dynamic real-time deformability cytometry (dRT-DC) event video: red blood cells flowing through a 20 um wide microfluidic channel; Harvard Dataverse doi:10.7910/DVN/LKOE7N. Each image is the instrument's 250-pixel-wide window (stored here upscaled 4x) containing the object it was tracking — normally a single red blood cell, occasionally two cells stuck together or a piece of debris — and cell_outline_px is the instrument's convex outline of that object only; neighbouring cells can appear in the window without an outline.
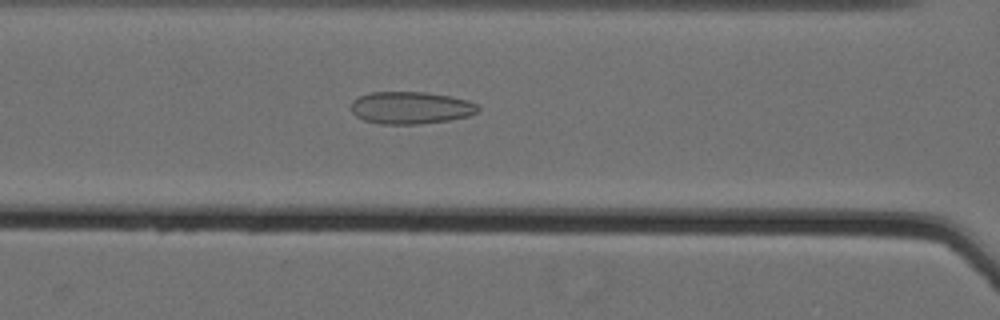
{"species": "Egyptian fruit bat (a non-hibernating species)", "species_latin": "Rousettus aegyptiacus", "temperature_condition": "cold", "stored_images_in_passage": 61, "camera_frame_rate_fps": 3000, "um_per_image_px": 0.085, "animal": {"sex": "female"}, "frame": {"image": 1, "passage_image": 31, "time_ms": 10.0, "image_size_px": [1000, 320], "cell_outline_px": [[480, 108], [476, 112], [468, 116], [448, 120], [416, 124], [380, 124], [364, 120], [356, 116], [352, 112], [352, 100], [360, 96], [372, 92], [424, 92], [452, 96], [468, 100], [476, 104]], "centroid_in_image_um": [34.91, 9.15], "position_along_channel_um": 131.7, "area_um2": 23.81}}
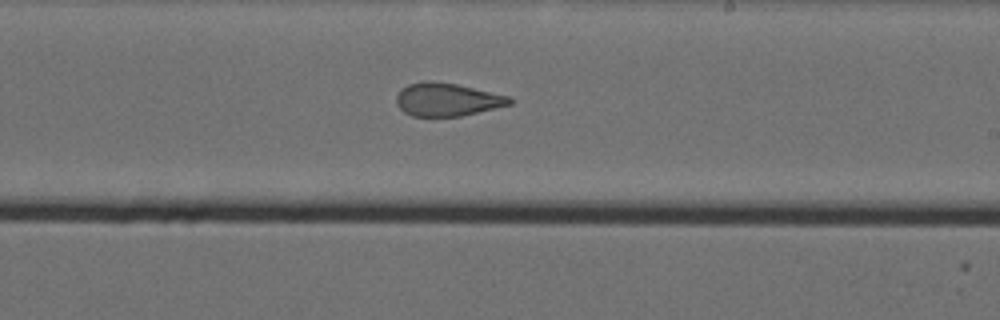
{"frame": {"image": 2, "passage_image": 41, "time_ms": 13.333, "image_size_px": [1000, 320], "cell_outline_px": [[512, 104], [460, 116], [412, 116], [404, 112], [396, 104], [396, 96], [400, 88], [408, 84], [428, 80], [432, 80], [456, 84], [508, 96], [512, 100]], "centroid_in_image_um": [37.95, 8.45], "position_along_channel_um": 251.1, "area_um2": 21.73}}
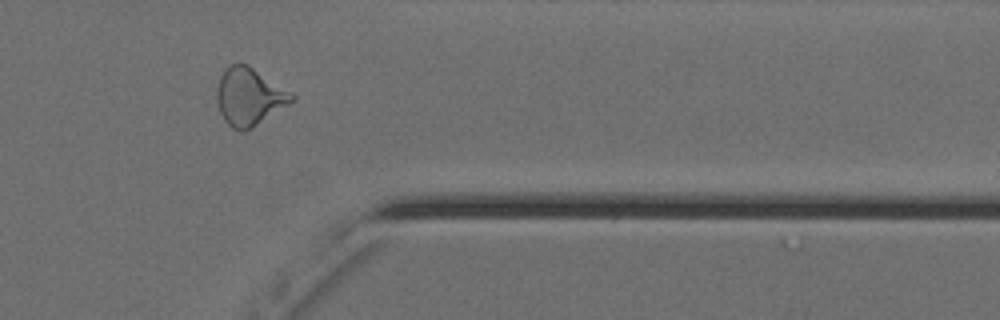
{"frame": {"image": 3, "passage_image": 53, "time_ms": 17.333, "image_size_px": [1000, 320], "cell_outline_px": [[296, 100], [252, 128], [240, 132], [232, 128], [224, 120], [220, 112], [216, 100], [216, 92], [220, 76], [232, 64], [240, 60], [248, 64], [292, 92], [296, 96]], "centroid_in_image_um": [21.2, 8.21], "position_along_channel_um": 390.2, "area_um2": 25.43}, "authors_computed_cell_mechanics": {"area_um2": 25.6632, "velocity_mm_per_s": 3.5699, "shape_relaxation_time_tau1_ms": null, "shape_relaxation_time_tau2_ms": 1.9009, "deformation_change_tau1": null, "deformation_change_tau2": 0.0981}}